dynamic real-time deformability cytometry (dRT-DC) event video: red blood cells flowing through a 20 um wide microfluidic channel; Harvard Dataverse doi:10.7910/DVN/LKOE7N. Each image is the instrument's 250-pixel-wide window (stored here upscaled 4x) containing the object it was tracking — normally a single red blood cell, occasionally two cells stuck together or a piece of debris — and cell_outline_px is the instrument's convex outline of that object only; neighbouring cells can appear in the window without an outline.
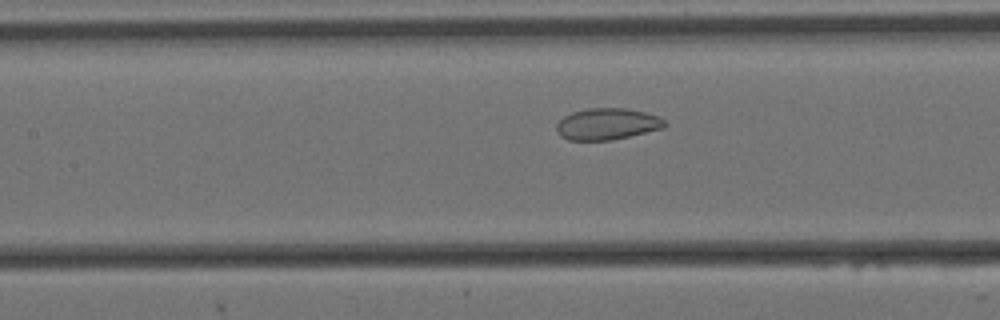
{"species": "Egyptian fruit bat (a non-hibernating species)", "species_latin": "Rousettus aegyptiacus", "temperature_condition": "cold", "stored_images_in_passage": 54, "camera_frame_rate_fps": 3000, "um_per_image_px": 0.085, "animal": {"sex": "female"}, "frame": {"image": 1, "passage_image": 21, "time_ms": 6.667, "image_size_px": [1000, 320], "cell_outline_px": [[668, 124], [664, 128], [612, 140], [568, 140], [560, 136], [556, 132], [556, 124], [564, 116], [572, 112], [588, 108], [624, 108], [644, 112], [660, 116]], "centroid_in_image_um": [51.61, 10.54], "position_along_channel_um": 155.8, "area_um2": 20.0}}
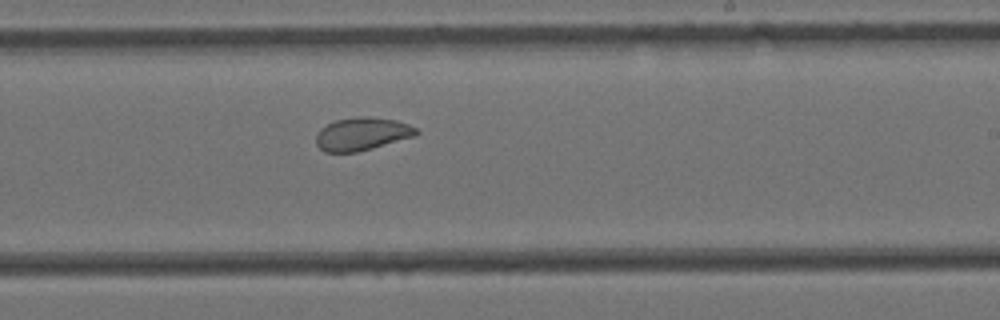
{"frame": {"image": 2, "passage_image": 30, "time_ms": 9.667, "image_size_px": [1000, 320], "cell_outline_px": [[420, 132], [416, 136], [372, 148], [356, 152], [324, 152], [316, 144], [316, 132], [320, 128], [336, 120], [356, 116], [364, 116], [396, 120], [408, 124], [416, 128]], "centroid_in_image_um": [30.76, 11.38], "position_along_channel_um": 258.2, "area_um2": 19.31}}
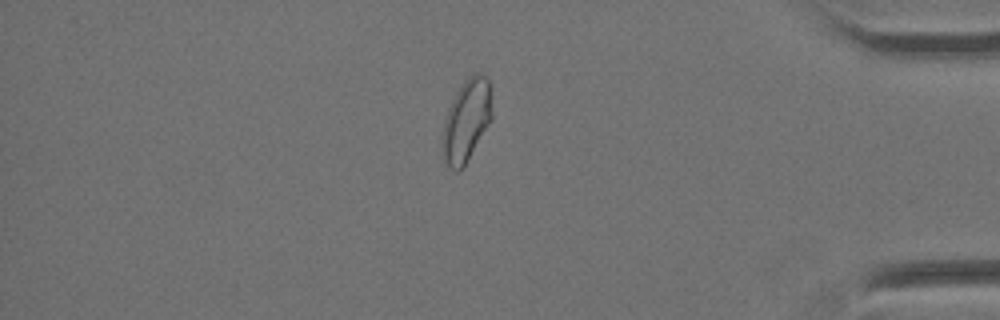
{"frame": {"image": 3, "passage_image": 45, "time_ms": 14.667, "image_size_px": [1000, 320], "cell_outline_px": [[492, 120], [464, 164], [456, 172], [444, 164], [440, 148], [440, 136], [444, 120], [448, 108], [456, 92], [464, 80], [472, 72], [480, 72], [488, 80], [492, 108]], "centroid_in_image_um": [39.6, 10.25], "position_along_channel_um": 395.6, "area_um2": 24.1}, "authors_computed_cell_mechanics": {"area_um2": 22.5998, "velocity_mm_per_s": 3.4372, "shape_relaxation_time_tau1_ms": null, "shape_relaxation_time_tau2_ms": 1.4895, "deformation_change_tau1": null, "deformation_change_tau2": 0.0557}}